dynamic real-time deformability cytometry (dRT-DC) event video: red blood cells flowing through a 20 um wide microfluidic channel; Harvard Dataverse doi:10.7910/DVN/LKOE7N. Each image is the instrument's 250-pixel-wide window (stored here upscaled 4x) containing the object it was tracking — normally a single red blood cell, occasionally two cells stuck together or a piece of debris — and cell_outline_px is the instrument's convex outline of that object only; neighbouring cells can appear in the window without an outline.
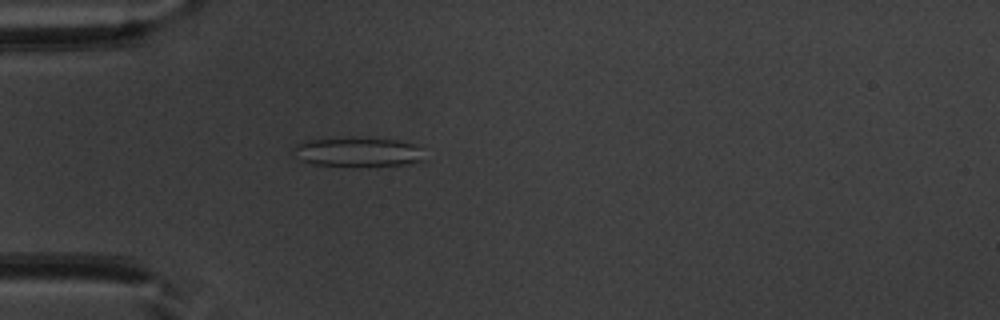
{"species": "common noctule bat (a hibernating species)", "species_latin": "Nyctalus noctula", "temperature_condition": "warm", "stored_images_in_passage": 49, "camera_frame_rate_fps": 3000, "um_per_image_px": 0.085, "animal": {"sex": "male", "body_mass_g": 20.1, "forearm_length_mm": 53.5}, "frame": {"image": 1, "passage_image": 13, "time_ms": 4.0, "image_size_px": [1000, 320], "cell_outline_px": [[424, 160], [400, 164], [312, 164], [300, 160], [292, 152], [296, 144], [308, 140], [352, 136], [400, 140], [412, 144], [416, 148]], "centroid_in_image_um": [30.3, 12.86], "position_along_channel_um": 54.7, "area_um2": 21.68}}
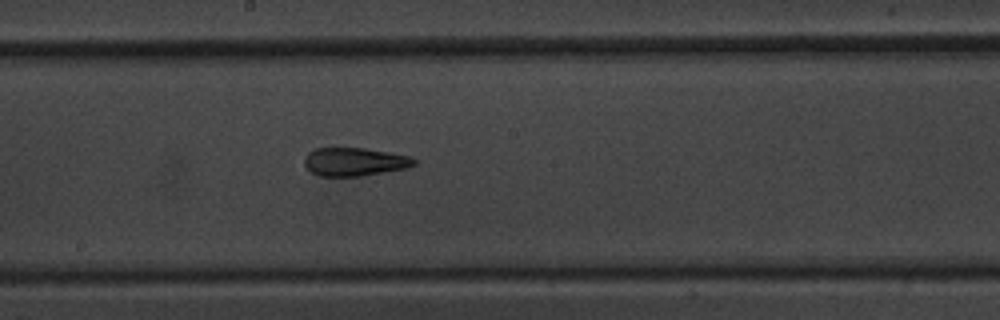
{"frame": {"image": 2, "passage_image": 26, "time_ms": 8.333, "image_size_px": [1000, 320], "cell_outline_px": [[420, 160], [416, 164], [408, 168], [360, 176], [320, 176], [312, 172], [304, 164], [304, 160], [308, 152], [316, 148], [364, 148], [412, 156]], "centroid_in_image_um": [30.2, 13.75], "position_along_channel_um": 218.0, "area_um2": 18.21}}
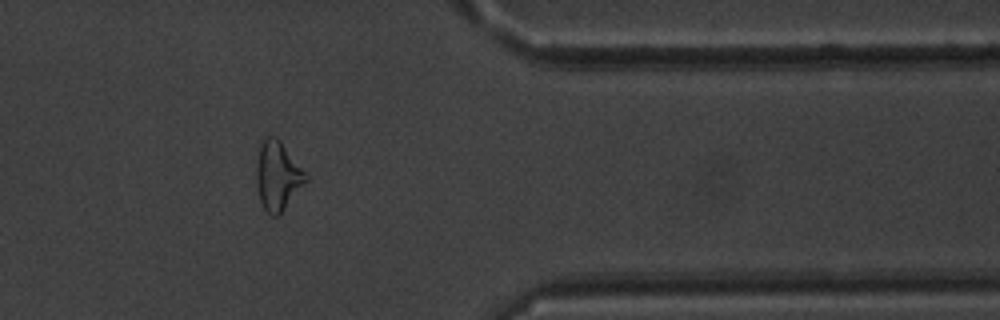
{"frame": {"image": 3, "passage_image": 40, "time_ms": 13.0, "image_size_px": [1000, 320], "cell_outline_px": [[308, 180], [280, 216], [272, 216], [264, 208], [260, 200], [256, 184], [256, 160], [260, 144], [268, 136], [276, 136], [280, 140], [308, 176]], "centroid_in_image_um": [23.6, 14.97], "position_along_channel_um": 387.8, "area_um2": 19.94}, "authors_computed_cell_mechanics": {"area_um2": 19.8832, "velocity_mm_per_s": 3.9538, "shape_relaxation_time_tau1_ms": null, "shape_relaxation_time_tau2_ms": 2.114, "deformation_change_tau1": null, "deformation_change_tau2": 0.1291}}